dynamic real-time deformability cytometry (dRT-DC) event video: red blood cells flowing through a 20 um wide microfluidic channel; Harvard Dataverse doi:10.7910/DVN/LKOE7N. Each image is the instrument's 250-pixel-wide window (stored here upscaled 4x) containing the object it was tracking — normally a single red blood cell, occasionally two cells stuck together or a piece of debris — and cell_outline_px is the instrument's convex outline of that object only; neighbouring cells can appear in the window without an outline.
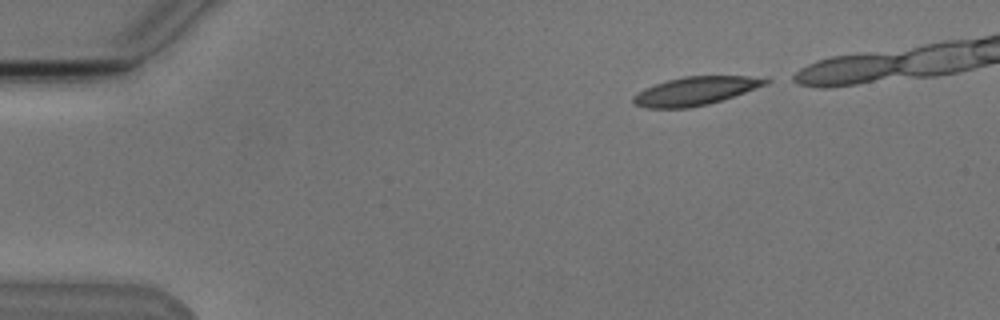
{"species": "Egyptian fruit bat (a non-hibernating species)", "species_latin": "Rousettus aegyptiacus", "temperature_condition": "cold", "stored_images_in_passage": 38, "camera_frame_rate_fps": 3000, "um_per_image_px": 0.085, "animal": {"sex": "male"}, "frame": {"image": 1, "passage_image": 2, "time_ms": 0.333, "image_size_px": [1000, 320], "cell_outline_px": [[772, 80], [768, 84], [708, 104], [688, 108], [644, 108], [636, 104], [632, 100], [632, 96], [636, 92], [644, 88], [668, 80], [684, 76], [748, 76]], "centroid_in_image_um": [59.06, 7.73], "position_along_channel_um": 25.9, "area_um2": 21.68}}
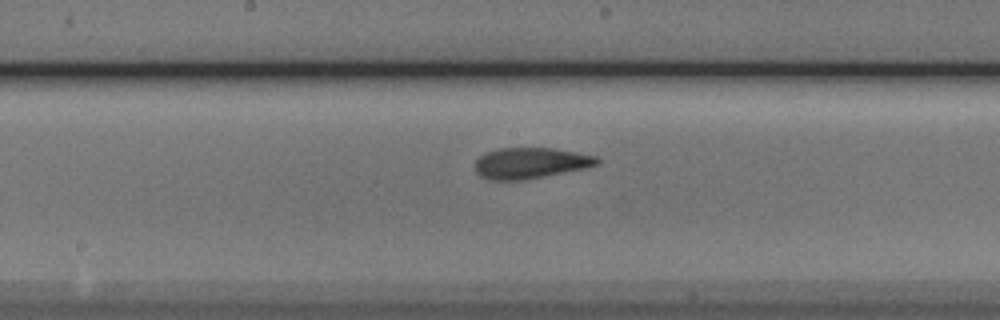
{"frame": {"image": 2, "passage_image": 22, "time_ms": 7.0, "image_size_px": [1000, 320], "cell_outline_px": [[600, 164], [584, 168], [544, 176], [520, 180], [488, 180], [480, 176], [476, 172], [476, 160], [484, 152], [500, 148], [552, 148], [576, 152], [596, 156], [600, 160]], "centroid_in_image_um": [45.07, 13.85], "position_along_channel_um": 203.1, "area_um2": 21.91}}
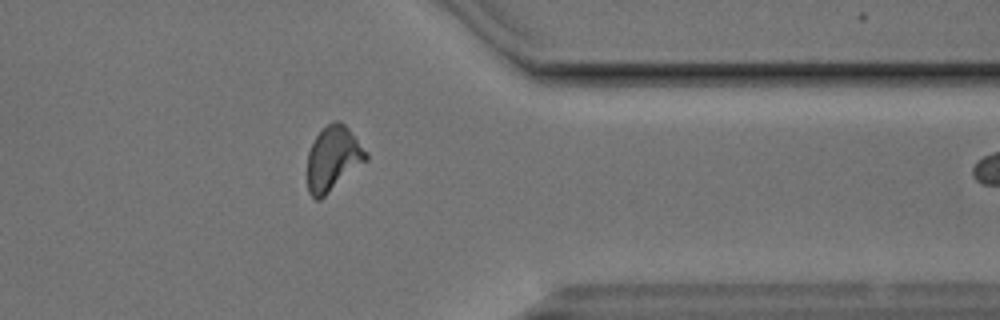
{"frame": {"image": 3, "passage_image": 37, "time_ms": 12.0, "image_size_px": [1000, 320], "cell_outline_px": [[368, 160], [320, 200], [316, 200], [308, 192], [308, 152], [316, 136], [332, 120], [340, 120], [348, 128], [368, 152]], "centroid_in_image_um": [28.33, 13.48], "position_along_channel_um": 383.1, "area_um2": 22.08}}